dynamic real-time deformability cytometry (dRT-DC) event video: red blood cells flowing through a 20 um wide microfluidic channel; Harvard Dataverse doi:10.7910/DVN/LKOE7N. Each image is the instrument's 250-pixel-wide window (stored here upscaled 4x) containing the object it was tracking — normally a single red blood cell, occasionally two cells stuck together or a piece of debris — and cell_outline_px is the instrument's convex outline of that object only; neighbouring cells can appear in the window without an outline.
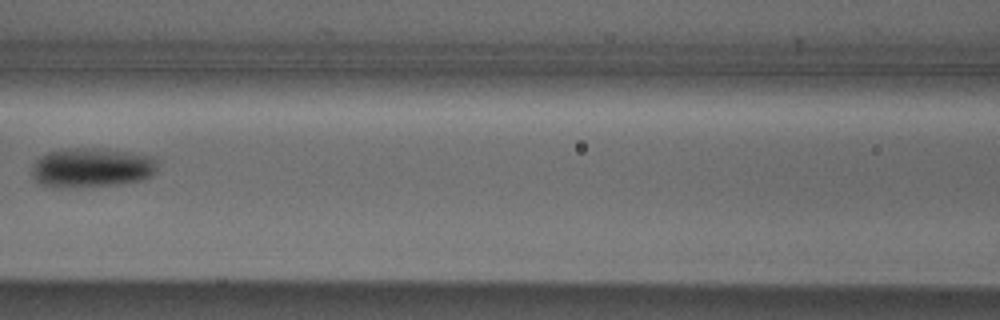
{"species": "Egyptian fruit bat (a non-hibernating species)", "species_latin": "Rousettus aegyptiacus", "temperature_condition": "cold", "stored_images_in_passage": 4, "camera_frame_rate_fps": 3000, "um_per_image_px": 0.085, "animal": {"sex": "male"}, "frame": {"image": 1, "passage_image": 3, "time_ms": 2.667, "image_size_px": [1000, 320], "cell_outline_px": [[156, 172], [152, 176], [144, 180], [120, 184], [76, 188], [56, 188], [36, 184], [32, 176], [32, 164], [40, 156], [48, 152], [60, 148], [96, 148], [128, 152], [152, 156], [156, 160]], "centroid_in_image_um": [7.74, 14.27], "position_along_channel_um": 158.9, "area_um2": 29.65}}
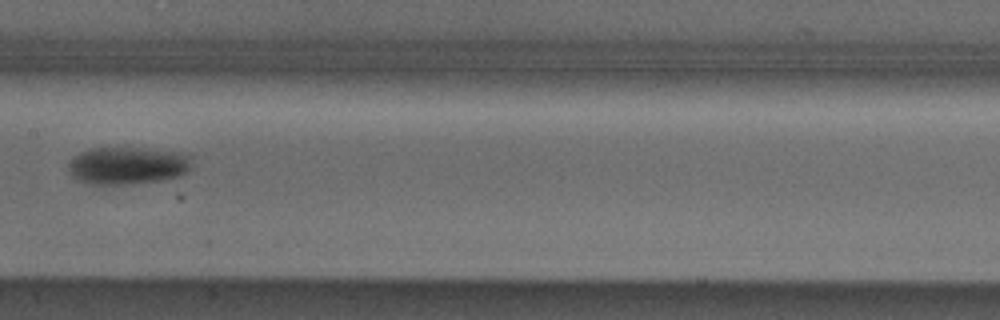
{"frame": {"image": 2, "passage_image": 4, "time_ms": 3.667, "image_size_px": [1000, 320], "cell_outline_px": [[192, 168], [188, 172], [180, 176], [164, 180], [120, 184], [88, 184], [76, 180], [72, 176], [68, 168], [68, 164], [80, 152], [92, 148], [140, 148], [180, 152], [192, 156]], "centroid_in_image_um": [10.89, 14.07], "position_along_channel_um": 196.5, "area_um2": 27.11}}